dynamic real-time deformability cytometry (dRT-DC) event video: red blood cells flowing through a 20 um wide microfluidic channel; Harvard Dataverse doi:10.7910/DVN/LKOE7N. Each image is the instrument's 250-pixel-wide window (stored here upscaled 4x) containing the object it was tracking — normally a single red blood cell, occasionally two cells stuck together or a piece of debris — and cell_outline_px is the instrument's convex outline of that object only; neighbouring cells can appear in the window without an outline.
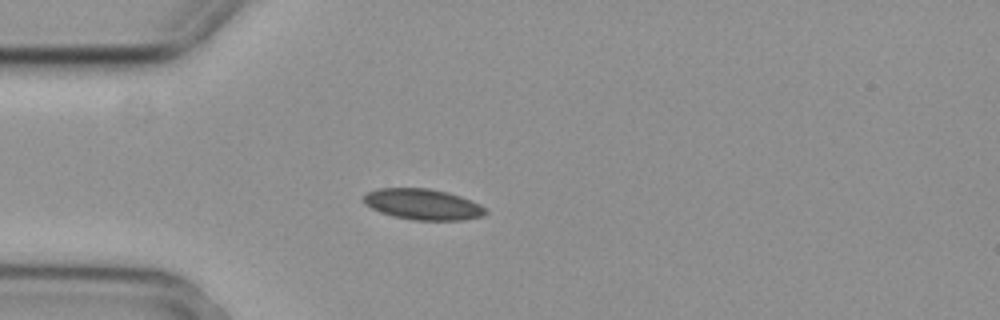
{"species": "common noctule bat (a hibernating species)", "species_latin": "Nyctalus noctula", "temperature_condition": "cold", "stored_images_in_passage": 4, "camera_frame_rate_fps": 3000, "um_per_image_px": 0.085, "animal": {"sex": "female", "body_mass_g": 29.2, "forearm_length_mm": 56.3}, "frame": {"image": 1, "passage_image": 4, "time_ms": 1.0, "image_size_px": [1000, 320], "cell_outline_px": [[488, 212], [480, 216], [464, 220], [412, 220], [392, 216], [380, 212], [364, 204], [364, 196], [368, 192], [376, 188], [428, 188], [448, 192], [460, 196], [480, 204]], "centroid_in_image_um": [35.92, 17.36], "position_along_channel_um": 49.1, "area_um2": 21.91}}